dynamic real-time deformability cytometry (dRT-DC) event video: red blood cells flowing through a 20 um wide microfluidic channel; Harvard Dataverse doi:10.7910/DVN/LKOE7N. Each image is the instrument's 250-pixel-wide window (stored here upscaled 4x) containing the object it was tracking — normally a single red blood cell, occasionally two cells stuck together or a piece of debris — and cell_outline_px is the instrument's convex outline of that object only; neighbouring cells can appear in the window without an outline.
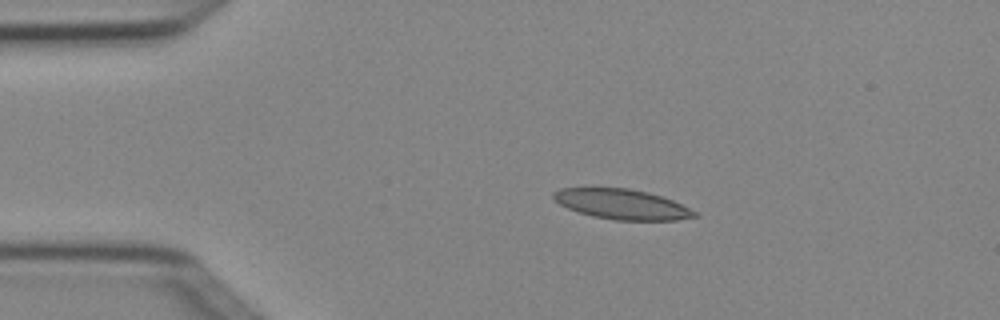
{"species": "Egyptian fruit bat (a non-hibernating species)", "species_latin": "Rousettus aegyptiacus", "temperature_condition": "cold", "stored_images_in_passage": 3, "camera_frame_rate_fps": 3000, "um_per_image_px": 0.085, "animal": {"sex": "female"}, "frame": {"image": 1, "passage_image": 2, "time_ms": 0.333, "image_size_px": [1000, 320], "cell_outline_px": [[696, 216], [676, 220], [616, 220], [592, 216], [568, 208], [552, 200], [552, 192], [560, 188], [628, 188], [648, 192], [672, 200], [696, 212]], "centroid_in_image_um": [52.8, 17.35], "position_along_channel_um": 32.2, "area_um2": 24.51}}